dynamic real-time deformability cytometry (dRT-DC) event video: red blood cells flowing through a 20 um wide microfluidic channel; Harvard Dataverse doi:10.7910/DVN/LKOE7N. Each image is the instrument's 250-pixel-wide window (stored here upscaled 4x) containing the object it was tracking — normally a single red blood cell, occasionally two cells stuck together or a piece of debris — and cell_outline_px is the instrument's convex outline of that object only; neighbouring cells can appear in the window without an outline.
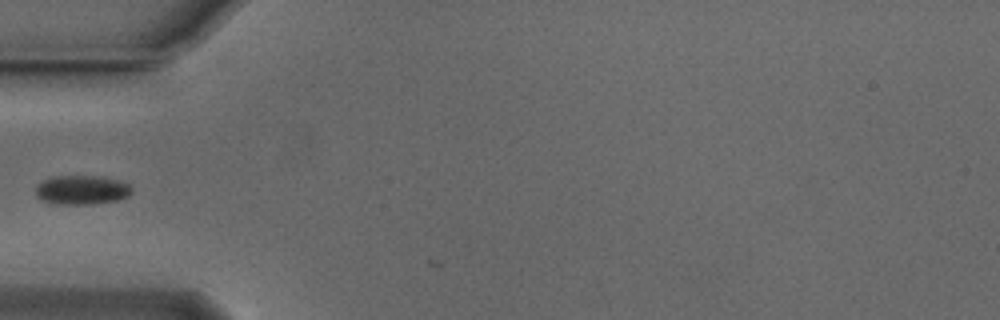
{"species": "Egyptian fruit bat (a non-hibernating species)", "species_latin": "Rousettus aegyptiacus", "temperature_condition": "cold", "stored_images_in_passage": 2, "camera_frame_rate_fps": 3000, "um_per_image_px": 0.085, "animal": {"sex": "male"}, "frame": {"image": 1, "passage_image": 1, "time_ms": 0.0, "image_size_px": [1000, 320], "cell_outline_px": [[132, 192], [128, 196], [116, 200], [92, 204], [56, 204], [40, 200], [36, 196], [36, 188], [48, 176], [100, 176], [116, 180], [128, 184], [132, 188]], "centroid_in_image_um": [6.92, 16.14], "position_along_channel_um": 78.1, "area_um2": 16.3}}